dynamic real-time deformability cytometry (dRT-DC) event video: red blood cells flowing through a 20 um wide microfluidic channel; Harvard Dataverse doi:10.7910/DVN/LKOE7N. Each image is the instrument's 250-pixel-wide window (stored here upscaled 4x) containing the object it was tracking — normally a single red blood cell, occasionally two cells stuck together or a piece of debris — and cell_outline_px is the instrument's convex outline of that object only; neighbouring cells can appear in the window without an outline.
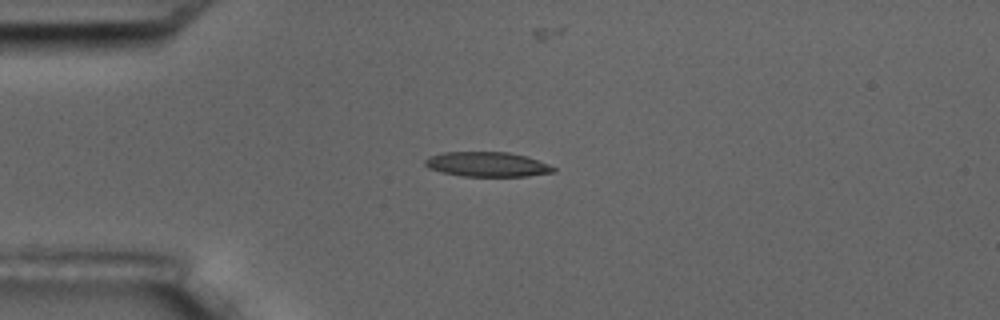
{"species": "common noctule bat (a hibernating species)", "species_latin": "Nyctalus noctula", "temperature_condition": "room temperature", "stored_images_in_passage": 12, "camera_frame_rate_fps": 3000, "um_per_image_px": 0.085, "animal": {"sex": "male", "body_mass_g": 17.5, "forearm_length_mm": 52.3}, "frame": {"image": 1, "passage_image": 1, "time_ms": 0.0, "image_size_px": [1000, 320], "cell_outline_px": [[556, 172], [528, 176], [464, 176], [440, 172], [428, 168], [424, 164], [424, 160], [428, 156], [444, 152], [508, 152], [524, 156], [548, 164], [556, 168]], "centroid_in_image_um": [41.38, 13.97], "position_along_channel_um": 43.6, "area_um2": 18.5}}
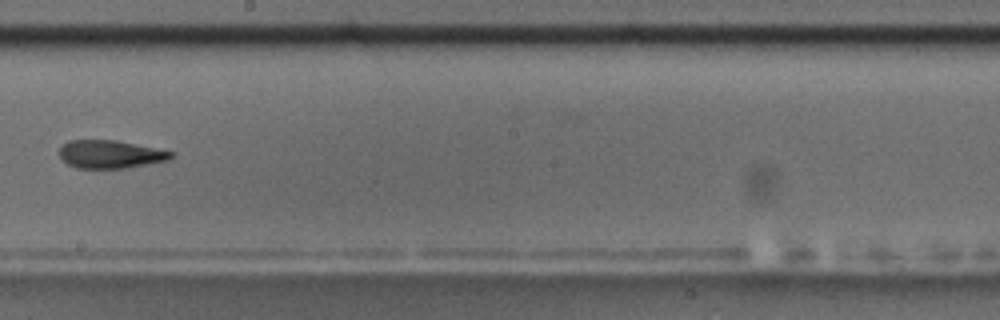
{"frame": {"image": 2, "passage_image": 6, "time_ms": 6.0, "image_size_px": [1000, 320], "cell_outline_px": [[176, 152], [168, 160], [128, 168], [76, 168], [60, 160], [56, 152], [68, 140], [116, 140]], "centroid_in_image_um": [9.33, 13.11], "position_along_channel_um": 238.9, "area_um2": 18.5}}
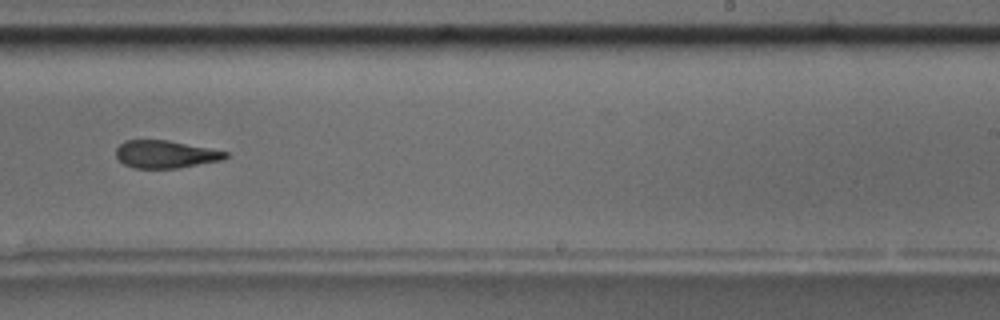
{"frame": {"image": 3, "passage_image": 7, "time_ms": 7.0, "image_size_px": [1000, 320], "cell_outline_px": [[228, 156], [220, 160], [180, 168], [136, 168], [124, 164], [116, 156], [116, 148], [124, 140], [168, 140], [228, 152]], "centroid_in_image_um": [14.04, 13.11], "position_along_channel_um": 275.0, "area_um2": 17.46}, "authors_computed_cell_mechanics": {"area_um2": 18.9584, "velocity_mm_per_s": 3.6112, "shape_relaxation_time_tau1_ms": null, "shape_relaxation_time_tau2_ms": 3.8545, "deformation_change_tau1": null, "deformation_change_tau2": 0.1351}}